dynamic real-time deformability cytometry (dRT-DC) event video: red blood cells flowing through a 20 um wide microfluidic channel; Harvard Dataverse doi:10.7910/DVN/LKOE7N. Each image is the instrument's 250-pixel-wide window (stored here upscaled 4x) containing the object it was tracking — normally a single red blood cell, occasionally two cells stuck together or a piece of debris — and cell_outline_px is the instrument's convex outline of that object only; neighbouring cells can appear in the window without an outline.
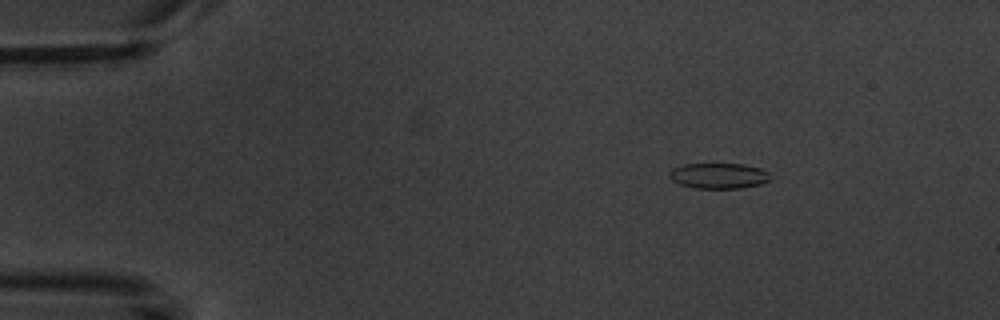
{"species": "common noctule bat (a hibernating species)", "species_latin": "Nyctalus noctula", "temperature_condition": "warm", "stored_images_in_passage": 5, "camera_frame_rate_fps": 3000, "um_per_image_px": 0.085, "animal": {"sex": "male", "body_mass_g": 20.1, "forearm_length_mm": 53.5}, "frame": {"image": 1, "passage_image": 1, "time_ms": 0.0, "image_size_px": [1000, 320], "cell_outline_px": [[772, 180], [760, 184], [740, 188], [696, 188], [680, 184], [672, 180], [668, 176], [668, 172], [672, 168], [684, 164], [744, 164], [760, 168], [768, 172]], "centroid_in_image_um": [61.08, 14.94], "position_along_channel_um": 23.9, "area_um2": 15.09}}